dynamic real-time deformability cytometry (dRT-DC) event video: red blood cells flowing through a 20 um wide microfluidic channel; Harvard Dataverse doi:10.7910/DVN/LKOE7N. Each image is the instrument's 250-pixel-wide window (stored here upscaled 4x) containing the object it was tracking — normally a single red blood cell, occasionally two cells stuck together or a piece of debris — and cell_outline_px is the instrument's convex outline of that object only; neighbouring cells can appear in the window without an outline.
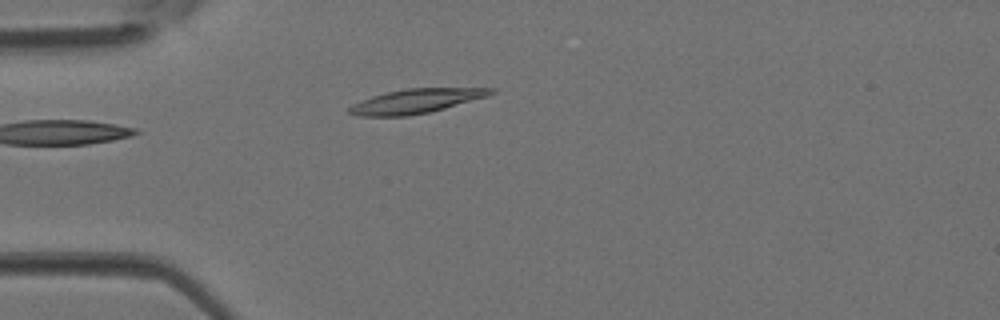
{"species": "Egyptian fruit bat (a non-hibernating species)", "species_latin": "Rousettus aegyptiacus", "temperature_condition": "room temperature", "stored_images_in_passage": 1, "camera_frame_rate_fps": 3000, "um_per_image_px": 0.085, "animal": {"sex": "female"}, "frame": {"image": 1, "passage_image": 1, "time_ms": 0.0, "image_size_px": [1000, 320], "cell_outline_px": [[496, 92], [488, 96], [444, 108], [428, 112], [408, 116], [360, 116], [348, 112], [348, 108], [352, 104], [360, 100], [372, 96], [388, 92], [408, 88], [496, 88]], "centroid_in_image_um": [35.36, 8.59], "position_along_channel_um": 49.6, "area_um2": 19.88}}